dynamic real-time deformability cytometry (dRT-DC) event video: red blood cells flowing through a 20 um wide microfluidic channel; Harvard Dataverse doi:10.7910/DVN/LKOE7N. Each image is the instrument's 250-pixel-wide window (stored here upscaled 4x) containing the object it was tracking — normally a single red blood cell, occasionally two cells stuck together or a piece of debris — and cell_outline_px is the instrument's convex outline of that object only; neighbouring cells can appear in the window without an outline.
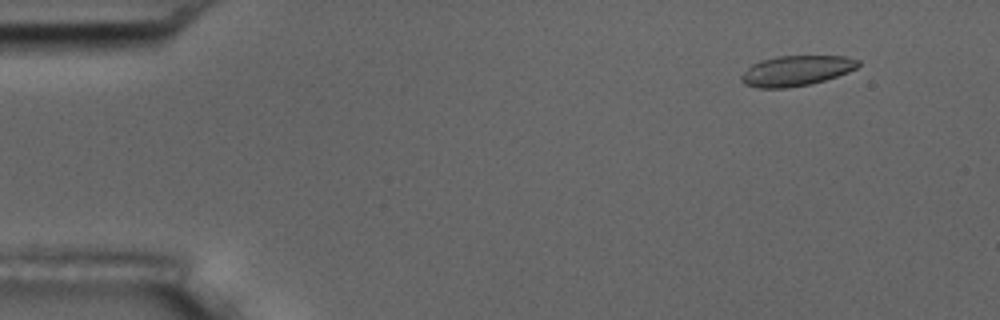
{"species": "common noctule bat (a hibernating species)", "species_latin": "Nyctalus noctula", "temperature_condition": "room temperature", "stored_images_in_passage": 56, "camera_frame_rate_fps": 3000, "um_per_image_px": 0.085, "animal": {"sex": "male", "body_mass_g": 17.5, "forearm_length_mm": 52.3}, "frame": {"image": 1, "passage_image": 6, "time_ms": 1.667, "image_size_px": [1000, 320], "cell_outline_px": [[860, 64], [856, 68], [848, 72], [812, 84], [788, 88], [756, 88], [744, 84], [740, 80], [740, 76], [752, 64], [760, 60], [776, 56], [844, 56], [860, 60]], "centroid_in_image_um": [67.66, 6.01], "position_along_channel_um": 17.3, "area_um2": 20.75}}
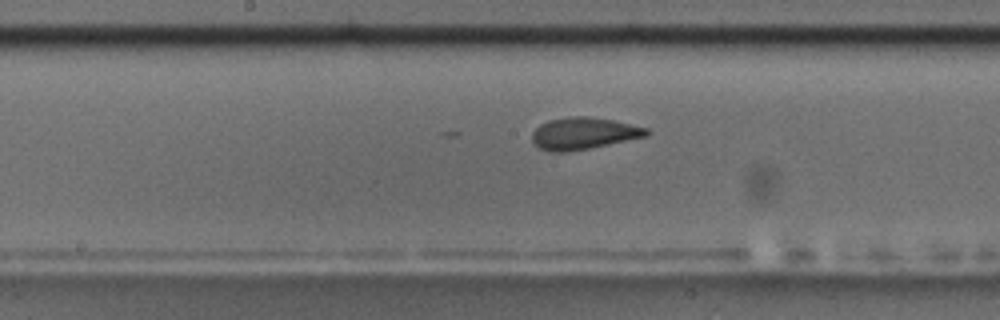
{"frame": {"image": 2, "passage_image": 29, "time_ms": 9.333, "image_size_px": [1000, 320], "cell_outline_px": [[652, 132], [648, 136], [568, 152], [548, 152], [540, 148], [532, 140], [532, 132], [540, 124], [548, 120], [572, 116], [588, 116], [612, 120], [648, 128]], "centroid_in_image_um": [49.61, 11.34], "position_along_channel_um": 198.6, "area_um2": 21.27}}
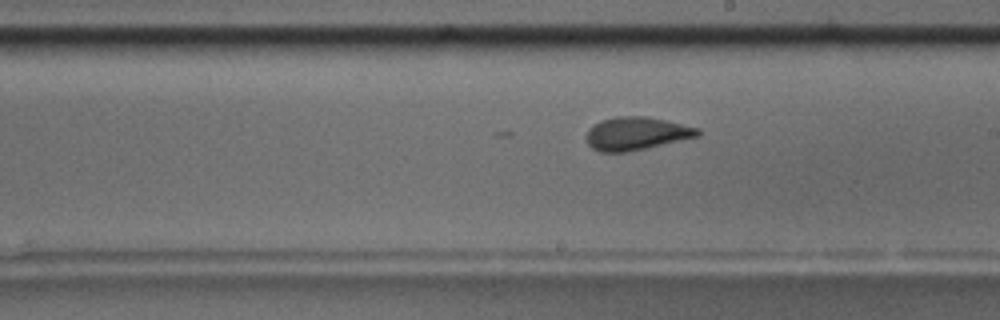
{"frame": {"image": 3, "passage_image": 32, "time_ms": 10.333, "image_size_px": [1000, 320], "cell_outline_px": [[700, 136], [628, 152], [600, 152], [592, 148], [584, 140], [584, 136], [588, 128], [592, 124], [600, 120], [616, 116], [648, 116], [700, 128]], "centroid_in_image_um": [54.04, 11.34], "position_along_channel_um": 235.0, "area_um2": 21.85}, "authors_computed_cell_mechanics": {"area_um2": 21.3571, "velocity_mm_per_s": 3.6539, "shape_relaxation_time_tau1_ms": 8.8236, "shape_relaxation_time_tau2_ms": 1.3376, "deformation_change_tau1": 0.1978, "deformation_change_tau2": 0.0687}}